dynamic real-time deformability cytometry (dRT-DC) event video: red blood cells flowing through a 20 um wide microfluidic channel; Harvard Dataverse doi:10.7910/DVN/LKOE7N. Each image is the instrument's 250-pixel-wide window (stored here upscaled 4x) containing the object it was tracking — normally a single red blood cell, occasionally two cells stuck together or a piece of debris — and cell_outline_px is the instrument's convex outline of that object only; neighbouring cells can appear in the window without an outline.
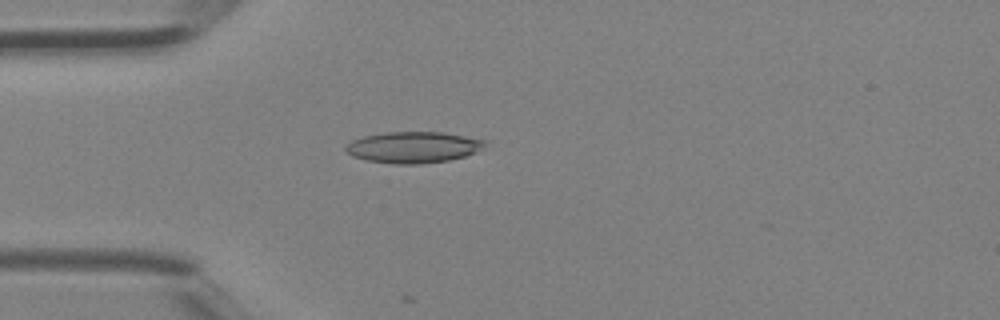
{"species": "Egyptian fruit bat (a non-hibernating species)", "species_latin": "Rousettus aegyptiacus", "temperature_condition": "room temperature", "stored_images_in_passage": 19, "camera_frame_rate_fps": 3000, "um_per_image_px": 0.085, "animal": {"sex": "female"}, "frame": {"image": 1, "passage_image": 12, "time_ms": 3.667, "image_size_px": [1000, 320], "cell_outline_px": [[488, 140], [484, 144], [472, 152], [464, 156], [448, 160], [420, 164], [396, 164], [368, 160], [352, 156], [344, 148], [352, 140], [364, 136], [384, 132], [444, 132]], "centroid_in_image_um": [35.09, 12.5], "position_along_channel_um": 49.9, "area_um2": 25.03}}